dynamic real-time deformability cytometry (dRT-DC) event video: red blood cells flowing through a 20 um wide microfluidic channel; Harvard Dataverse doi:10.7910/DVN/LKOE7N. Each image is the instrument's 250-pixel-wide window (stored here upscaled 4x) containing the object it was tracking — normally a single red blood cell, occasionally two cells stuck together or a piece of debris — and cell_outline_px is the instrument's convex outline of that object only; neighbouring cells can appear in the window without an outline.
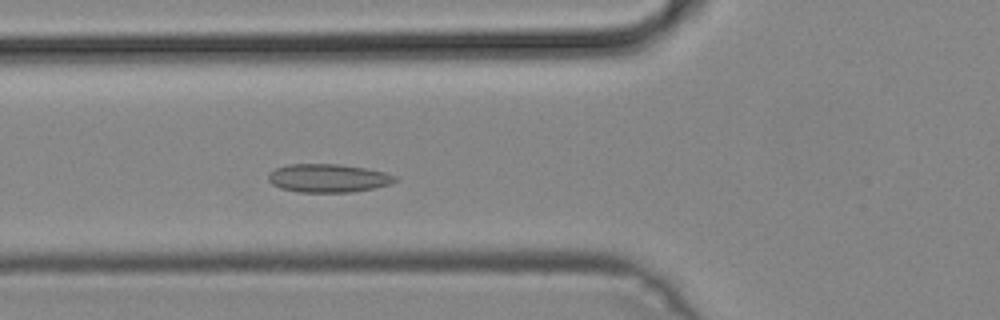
{"species": "common noctule bat (a hibernating species)", "species_latin": "Nyctalus noctula", "temperature_condition": "cold", "stored_images_in_passage": 46, "camera_frame_rate_fps": 3000, "um_per_image_px": 0.085, "animal": {"sex": "male", "body_mass_g": 19.2, "forearm_length_mm": 51.8}, "frame": {"image": 1, "passage_image": 15, "time_ms": 4.667, "image_size_px": [1000, 320], "cell_outline_px": [[396, 180], [392, 184], [352, 192], [296, 192], [280, 188], [272, 184], [268, 180], [268, 176], [276, 168], [288, 164], [340, 164], [364, 168], [384, 172], [396, 176]], "centroid_in_image_um": [27.88, 15.14], "position_along_channel_um": 97.9, "area_um2": 20.87}}
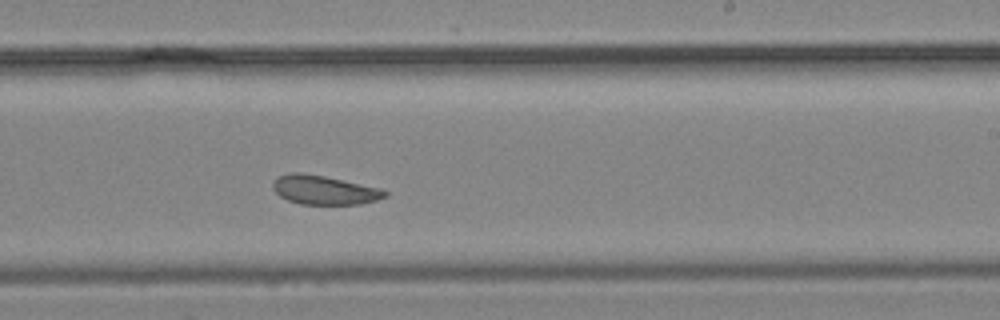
{"frame": {"image": 2, "passage_image": 27, "time_ms": 8.667, "image_size_px": [1000, 320], "cell_outline_px": [[388, 196], [376, 200], [360, 204], [300, 204], [288, 200], [280, 196], [272, 188], [272, 184], [276, 176], [288, 172], [300, 172], [324, 176], [380, 188], [388, 192]], "centroid_in_image_um": [27.52, 16.14], "position_along_channel_um": 261.5, "area_um2": 19.02}}
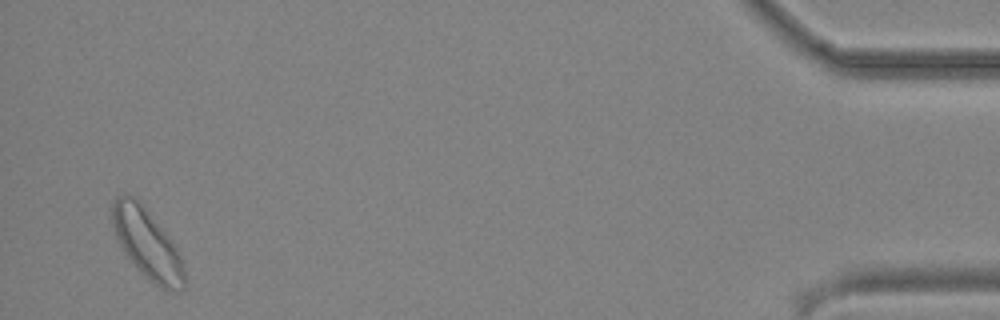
{"frame": {"image": 3, "passage_image": 45, "time_ms": 14.667, "image_size_px": [1000, 320], "cell_outline_px": [[184, 288], [168, 292], [152, 284], [140, 272], [116, 240], [112, 228], [112, 200], [116, 196], [124, 192], [140, 200], [172, 240], [180, 256], [184, 272]], "centroid_in_image_um": [12.47, 20.69], "position_along_channel_um": 422.7, "area_um2": 29.65}}